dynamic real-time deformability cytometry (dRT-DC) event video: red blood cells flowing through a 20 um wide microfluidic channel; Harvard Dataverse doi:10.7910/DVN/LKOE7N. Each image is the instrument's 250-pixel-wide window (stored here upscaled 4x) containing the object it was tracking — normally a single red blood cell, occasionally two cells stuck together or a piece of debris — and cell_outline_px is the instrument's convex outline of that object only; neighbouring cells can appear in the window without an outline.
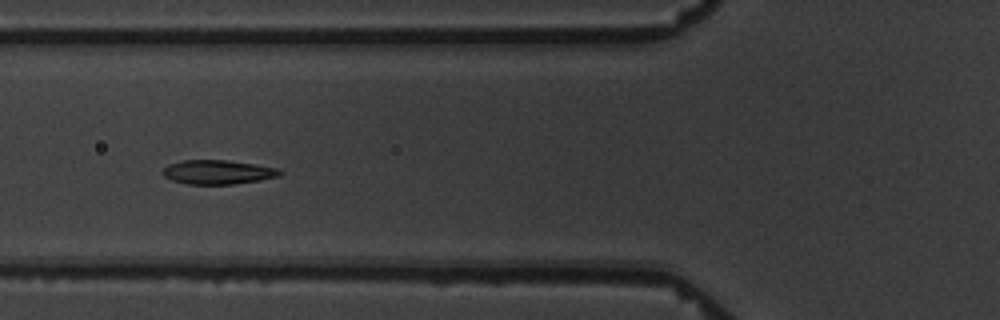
{"species": "common noctule bat (a hibernating species)", "species_latin": "Nyctalus noctula", "temperature_condition": "warm", "stored_images_in_passage": 5, "camera_frame_rate_fps": 3000, "um_per_image_px": 0.085, "animal": {"sex": "male", "body_mass_g": 19.5, "forearm_length_mm": 54.6}, "frame": {"image": 1, "passage_image": 2, "time_ms": 1.0, "image_size_px": [1000, 320], "cell_outline_px": [[284, 172], [280, 176], [260, 180], [232, 184], [188, 184], [172, 180], [164, 176], [160, 172], [168, 164], [184, 160], [228, 160], [276, 168]], "centroid_in_image_um": [18.49, 14.63], "position_along_channel_um": 107.3, "area_um2": 16.42}}
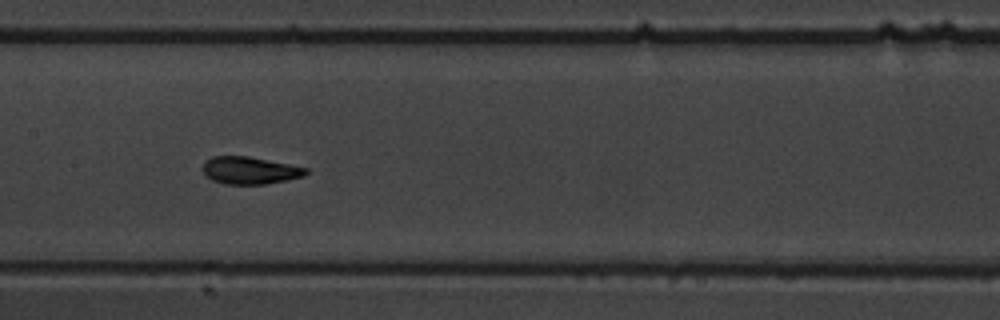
{"frame": {"image": 2, "passage_image": 4, "time_ms": 3.333, "image_size_px": [1000, 320], "cell_outline_px": [[308, 172], [304, 176], [288, 180], [264, 184], [224, 184], [212, 180], [200, 168], [204, 160], [212, 156], [248, 156], [308, 168]], "centroid_in_image_um": [21.2, 14.48], "position_along_channel_um": 186.2, "area_um2": 16.53}}
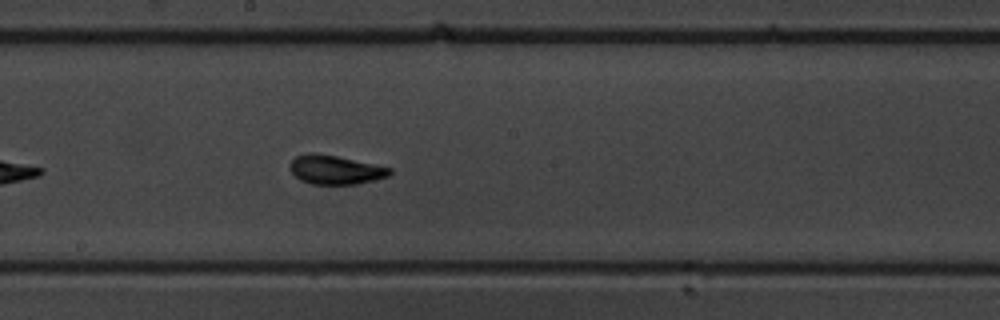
{"frame": {"image": 3, "passage_image": 5, "time_ms": 4.333, "image_size_px": [1000, 320], "cell_outline_px": [[392, 172], [388, 176], [356, 184], [312, 184], [300, 180], [288, 168], [288, 164], [296, 156], [308, 152], [312, 152], [336, 156], [392, 168]], "centroid_in_image_um": [28.45, 14.42], "position_along_channel_um": 219.7, "area_um2": 16.76}}